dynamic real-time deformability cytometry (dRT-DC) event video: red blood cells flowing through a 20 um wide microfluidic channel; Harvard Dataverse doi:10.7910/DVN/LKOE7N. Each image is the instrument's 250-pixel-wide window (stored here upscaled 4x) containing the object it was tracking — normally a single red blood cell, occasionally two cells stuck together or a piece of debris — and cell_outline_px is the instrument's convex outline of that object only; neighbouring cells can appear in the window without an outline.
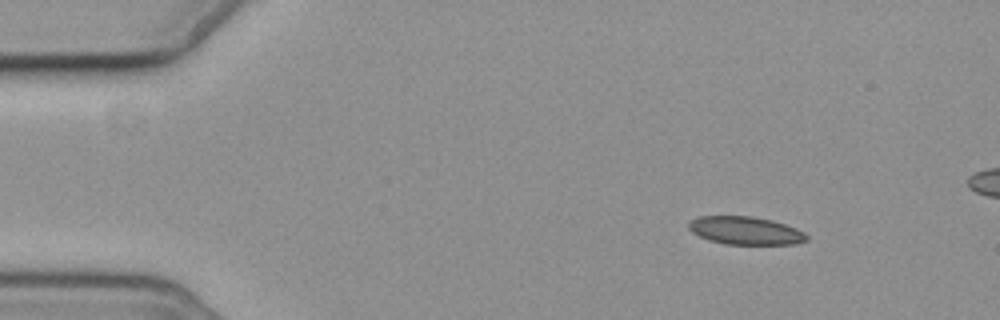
{"species": "common noctule bat (a hibernating species)", "species_latin": "Nyctalus noctula", "temperature_condition": "cold", "stored_images_in_passage": 12, "camera_frame_rate_fps": 3000, "um_per_image_px": 0.085, "animal": {"sex": "female", "body_mass_g": 19.3, "forearm_length_mm": 54.1}, "frame": {"image": 1, "passage_image": 1, "time_ms": 0.0, "image_size_px": [1000, 320], "cell_outline_px": [[808, 240], [796, 244], [724, 244], [708, 240], [692, 232], [688, 228], [688, 224], [692, 220], [700, 216], [752, 216], [772, 220], [796, 228], [804, 232], [808, 236]], "centroid_in_image_um": [63.37, 19.6], "position_along_channel_um": 21.6, "area_um2": 19.25}}
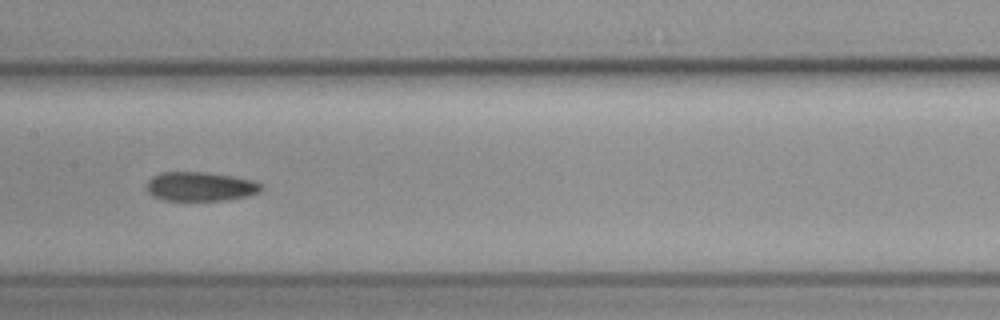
{"frame": {"image": 2, "passage_image": 6, "time_ms": 7.0, "image_size_px": [1000, 320], "cell_outline_px": [[264, 188], [260, 192], [248, 196], [228, 200], [164, 200], [152, 196], [144, 188], [148, 180], [152, 176], [160, 172], [204, 172], [232, 176], [252, 180], [260, 184]], "centroid_in_image_um": [17.0, 15.85], "position_along_channel_um": 190.4, "area_um2": 19.65}}
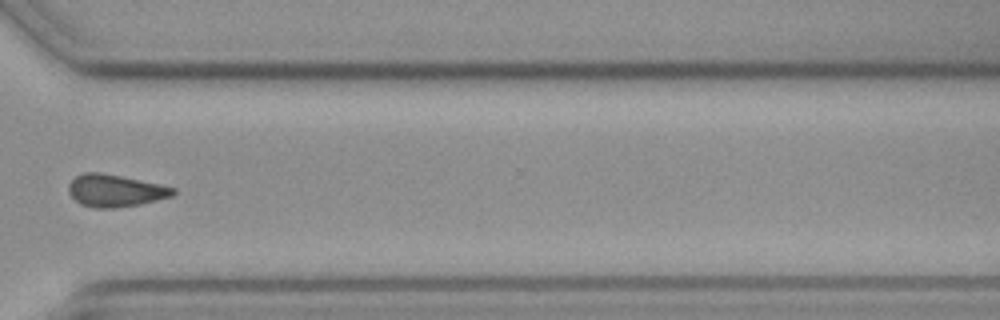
{"frame": {"image": 3, "passage_image": 10, "time_ms": 11.667, "image_size_px": [1000, 320], "cell_outline_px": [[176, 192], [172, 196], [140, 204], [116, 208], [92, 208], [80, 204], [68, 192], [68, 184], [76, 176], [84, 172], [100, 172], [160, 184], [176, 188]], "centroid_in_image_um": [9.78, 16.21], "position_along_channel_um": 360.8, "area_um2": 19.65}}